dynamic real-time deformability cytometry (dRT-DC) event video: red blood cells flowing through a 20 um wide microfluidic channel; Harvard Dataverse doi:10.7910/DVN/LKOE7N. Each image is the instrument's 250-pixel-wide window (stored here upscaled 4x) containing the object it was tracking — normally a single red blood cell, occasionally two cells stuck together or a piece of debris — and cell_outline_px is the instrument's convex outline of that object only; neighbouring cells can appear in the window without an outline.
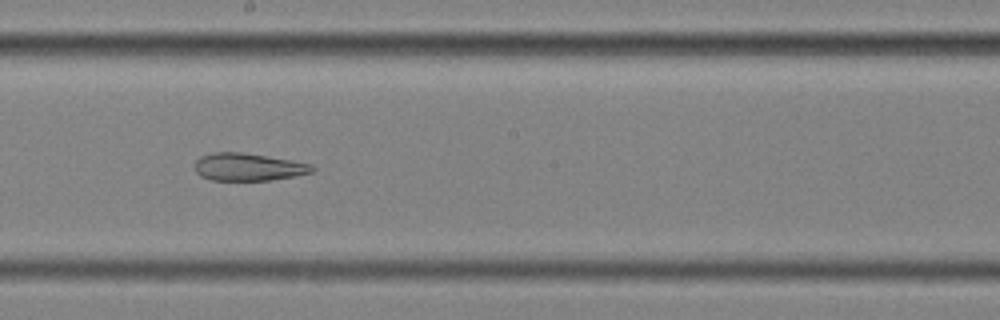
{"species": "common noctule bat (a hibernating species)", "species_latin": "Nyctalus noctula", "temperature_condition": "cold", "stored_images_in_passage": 36, "camera_frame_rate_fps": 3000, "um_per_image_px": 0.085, "animal": {"sex": "female", "body_mass_g": 25.1}, "frame": {"image": 1, "passage_image": 16, "time_ms": 5.0, "image_size_px": [1000, 320], "cell_outline_px": [[316, 168], [312, 172], [272, 180], [212, 180], [200, 176], [196, 172], [192, 164], [200, 156], [212, 152], [240, 152], [292, 160], [312, 164]], "centroid_in_image_um": [21.05, 14.19], "position_along_channel_um": 227.1, "area_um2": 18.96}, "authors_computed_cell_mechanics": {"area_um2": 21.7906, "velocity_mm_per_s": 3.5187, "shape_relaxation_time_tau1_ms": null, "shape_relaxation_time_tau2_ms": 5.056, "deformation_change_tau1": null, "deformation_change_tau2": 0.1558}}